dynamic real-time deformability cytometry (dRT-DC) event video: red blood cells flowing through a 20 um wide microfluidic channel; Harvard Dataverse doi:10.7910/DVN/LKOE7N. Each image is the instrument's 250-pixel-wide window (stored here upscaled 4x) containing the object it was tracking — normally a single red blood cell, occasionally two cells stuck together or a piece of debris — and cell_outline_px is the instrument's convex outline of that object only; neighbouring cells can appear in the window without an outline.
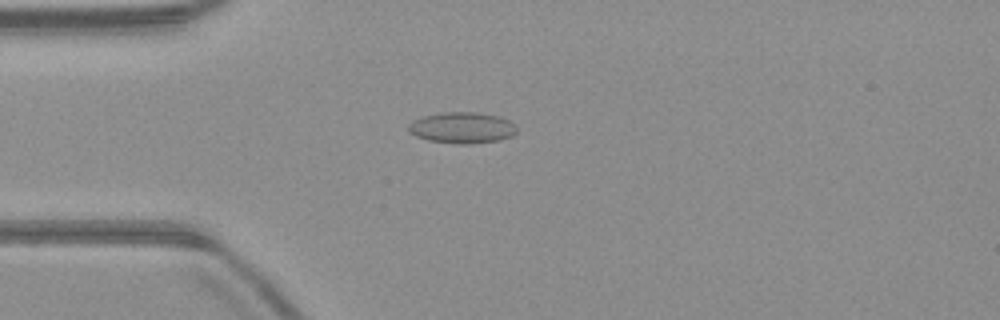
{"species": "common noctule bat (a hibernating species)", "species_latin": "Nyctalus noctula", "temperature_condition": "warm", "stored_images_in_passage": 50, "camera_frame_rate_fps": 3000, "um_per_image_px": 0.085, "animal": {"sex": "male", "body_mass_g": 23.1, "forearm_length_mm": 52.7}, "frame": {"image": 1, "passage_image": 12, "time_ms": 3.667, "image_size_px": [1000, 320], "cell_outline_px": [[516, 132], [512, 136], [500, 140], [468, 144], [456, 144], [428, 140], [416, 136], [408, 132], [408, 124], [412, 120], [424, 116], [444, 112], [476, 112], [500, 116], [516, 124]], "centroid_in_image_um": [39.28, 10.86], "position_along_channel_um": 45.7, "area_um2": 19.83}}
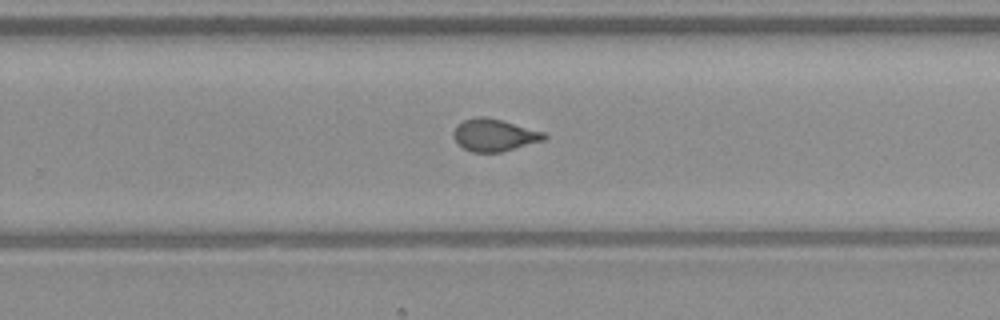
{"frame": {"image": 2, "passage_image": 31, "time_ms": 10.0, "image_size_px": [1000, 320], "cell_outline_px": [[548, 136], [544, 140], [500, 152], [472, 152], [464, 148], [452, 136], [452, 132], [456, 124], [464, 120], [476, 116], [488, 116], [504, 120], [544, 132]], "centroid_in_image_um": [41.99, 11.45], "position_along_channel_um": 287.8, "area_um2": 17.17}}
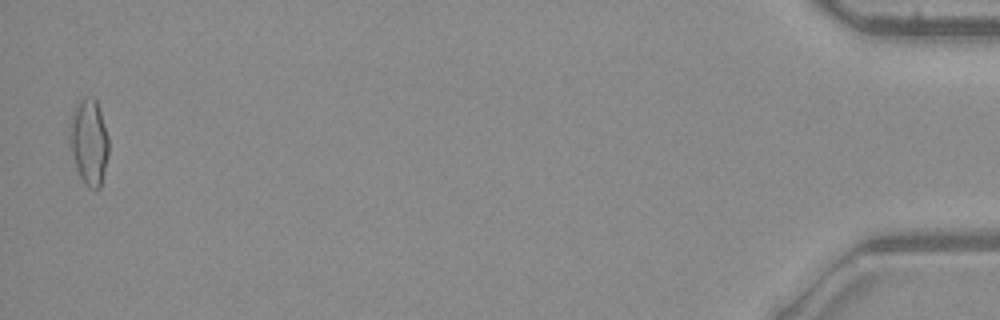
{"frame": {"image": 3, "passage_image": 49, "time_ms": 16.0, "image_size_px": [1000, 320], "cell_outline_px": [[108, 156], [100, 188], [96, 192], [88, 188], [84, 184], [76, 168], [68, 136], [68, 124], [76, 100], [84, 96], [92, 96], [96, 100], [108, 136]], "centroid_in_image_um": [7.53, 12.04], "position_along_channel_um": 427.7, "area_um2": 20.0}, "authors_computed_cell_mechanics": {"area_um2": 17.4556, "velocity_mm_per_s": 4.0392, "shape_relaxation_time_tau1_ms": 8.438, "shape_relaxation_time_tau2_ms": 0.7259, "deformation_change_tau1": 0.1718, "deformation_change_tau2": 0.0624}}